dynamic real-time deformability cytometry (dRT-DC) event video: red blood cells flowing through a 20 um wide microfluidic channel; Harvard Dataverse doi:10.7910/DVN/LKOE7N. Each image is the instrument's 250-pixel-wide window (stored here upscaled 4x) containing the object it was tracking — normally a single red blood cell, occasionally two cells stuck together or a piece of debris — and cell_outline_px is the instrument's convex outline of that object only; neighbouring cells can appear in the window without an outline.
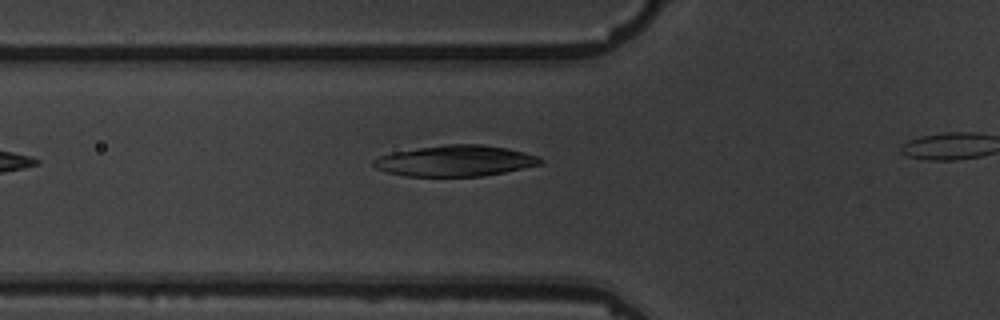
{"species": "common noctule bat (a hibernating species)", "species_latin": "Nyctalus noctula", "temperature_condition": "warm", "stored_images_in_passage": 6, "segment_of_instrument_passage": [1, 2], "camera_frame_rate_fps": 3000, "um_per_image_px": 0.085, "animal": {"sex": "male", "body_mass_g": 19.5, "forearm_length_mm": 54.6}, "frame": {"image": 1, "passage_image": 5, "time_ms": 4.667, "image_size_px": [1000, 320], "cell_outline_px": [[544, 160], [540, 164], [504, 172], [484, 176], [404, 176], [388, 172], [376, 168], [372, 164], [372, 160], [380, 156], [392, 152], [444, 144], [480, 144], [508, 148], [540, 156]], "centroid_in_image_um": [38.7, 13.66], "position_along_channel_um": 87.1, "area_um2": 30.11}}